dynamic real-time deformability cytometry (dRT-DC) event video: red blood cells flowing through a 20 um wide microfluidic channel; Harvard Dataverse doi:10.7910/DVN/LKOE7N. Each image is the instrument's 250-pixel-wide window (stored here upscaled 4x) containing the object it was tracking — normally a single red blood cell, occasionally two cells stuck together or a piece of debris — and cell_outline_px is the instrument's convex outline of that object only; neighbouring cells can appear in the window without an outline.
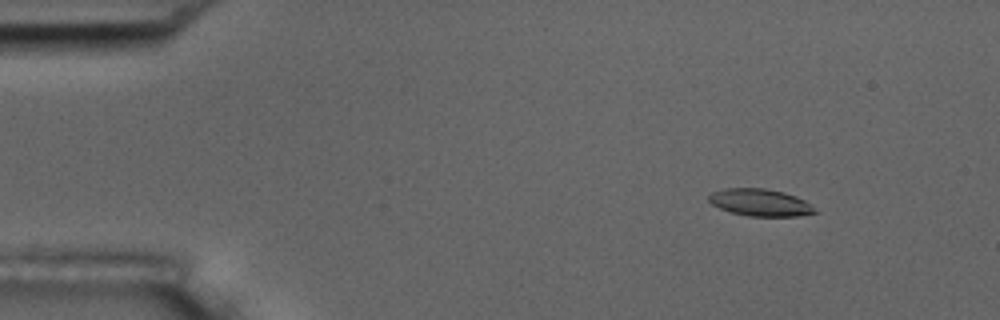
{"species": "common noctule bat (a hibernating species)", "species_latin": "Nyctalus noctula", "temperature_condition": "room temperature", "stored_images_in_passage": 5, "camera_frame_rate_fps": 3000, "um_per_image_px": 0.085, "animal": {"sex": "male", "body_mass_g": 17.5, "forearm_length_mm": 52.3}, "frame": {"image": 1, "passage_image": 2, "time_ms": 1.0, "image_size_px": [1000, 320], "cell_outline_px": [[820, 212], [800, 216], [748, 216], [732, 212], [720, 208], [712, 204], [708, 200], [708, 196], [712, 192], [724, 188], [764, 188], [784, 192], [796, 196], [812, 204]], "centroid_in_image_um": [64.66, 17.21], "position_along_channel_um": 20.3, "area_um2": 16.94}}
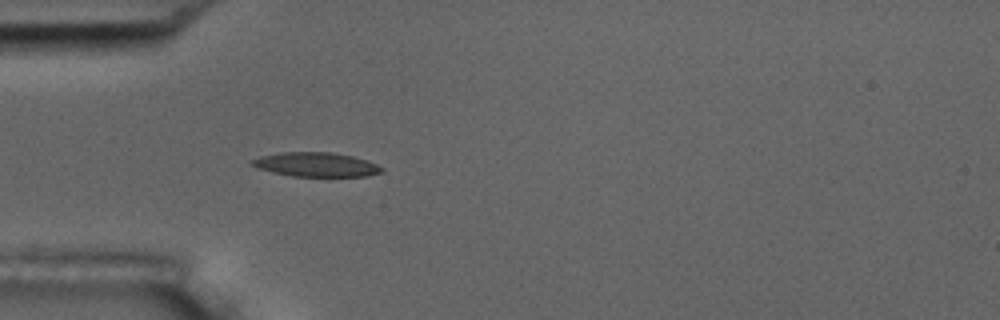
{"frame": {"image": 2, "passage_image": 5, "time_ms": 4.333, "image_size_px": [1000, 320], "cell_outline_px": [[384, 172], [368, 176], [292, 176], [272, 172], [256, 168], [248, 164], [248, 160], [260, 156], [280, 152], [332, 152], [352, 156], [368, 160], [384, 168]], "centroid_in_image_um": [26.83, 13.98], "position_along_channel_um": 58.2, "area_um2": 18.61}}